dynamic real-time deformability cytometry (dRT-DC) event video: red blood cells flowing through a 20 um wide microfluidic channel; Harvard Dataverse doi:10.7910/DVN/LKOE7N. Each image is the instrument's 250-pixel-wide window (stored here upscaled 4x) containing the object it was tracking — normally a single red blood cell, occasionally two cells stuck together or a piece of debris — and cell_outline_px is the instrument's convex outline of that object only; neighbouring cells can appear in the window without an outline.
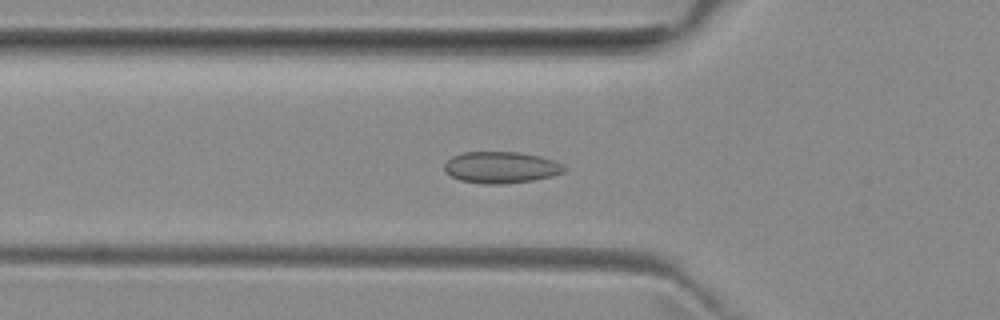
{"species": "common noctule bat (a hibernating species)", "species_latin": "Nyctalus noctula", "temperature_condition": "room temperature", "stored_images_in_passage": 41, "camera_frame_rate_fps": 3000, "um_per_image_px": 0.085, "animal": {"sex": "female", "body_mass_g": 29.2, "forearm_length_mm": 56.3}, "frame": {"image": 1, "passage_image": 5, "time_ms": 1.333, "image_size_px": [1000, 320], "cell_outline_px": [[568, 168], [564, 172], [552, 176], [532, 180], [504, 184], [480, 184], [460, 180], [444, 172], [444, 164], [452, 156], [460, 152], [520, 152], [540, 156], [564, 164]], "centroid_in_image_um": [42.58, 14.23], "position_along_channel_um": 83.2, "area_um2": 22.25}}
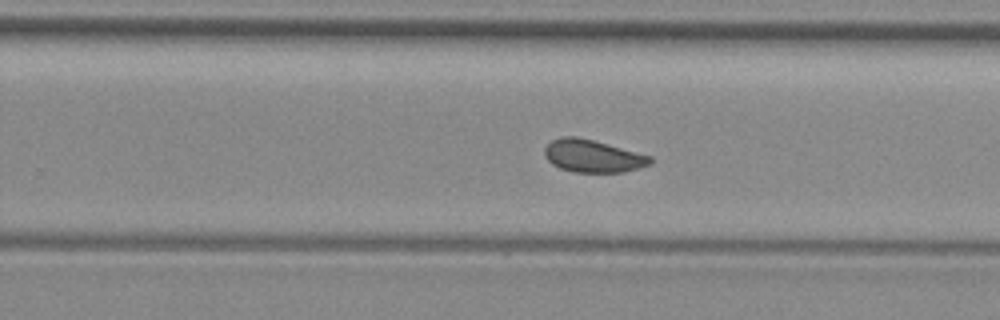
{"frame": {"image": 2, "passage_image": 20, "time_ms": 6.333, "image_size_px": [1000, 320], "cell_outline_px": [[652, 164], [624, 172], [572, 172], [560, 168], [552, 164], [544, 156], [544, 148], [552, 140], [560, 136], [576, 136], [592, 140], [652, 156]], "centroid_in_image_um": [50.37, 13.26], "position_along_channel_um": 279.4, "area_um2": 20.06}}
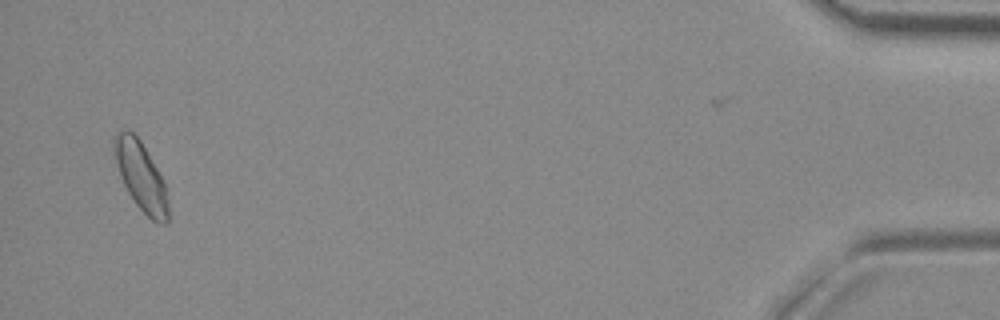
{"frame": {"image": 3, "passage_image": 38, "time_ms": 12.333, "image_size_px": [1000, 320], "cell_outline_px": [[168, 224], [160, 224], [152, 220], [136, 204], [128, 192], [124, 184], [116, 160], [112, 140], [124, 128], [132, 132], [140, 140], [164, 180], [168, 200]], "centroid_in_image_um": [12.01, 15.0], "position_along_channel_um": 423.2, "area_um2": 21.21}, "authors_computed_cell_mechanics": {"area_um2": 20.1722, "velocity_mm_per_s": 3.9227, "shape_relaxation_time_tau1_ms": null, "shape_relaxation_time_tau2_ms": 2.2515, "deformation_change_tau1": null, "deformation_change_tau2": 0.059}}